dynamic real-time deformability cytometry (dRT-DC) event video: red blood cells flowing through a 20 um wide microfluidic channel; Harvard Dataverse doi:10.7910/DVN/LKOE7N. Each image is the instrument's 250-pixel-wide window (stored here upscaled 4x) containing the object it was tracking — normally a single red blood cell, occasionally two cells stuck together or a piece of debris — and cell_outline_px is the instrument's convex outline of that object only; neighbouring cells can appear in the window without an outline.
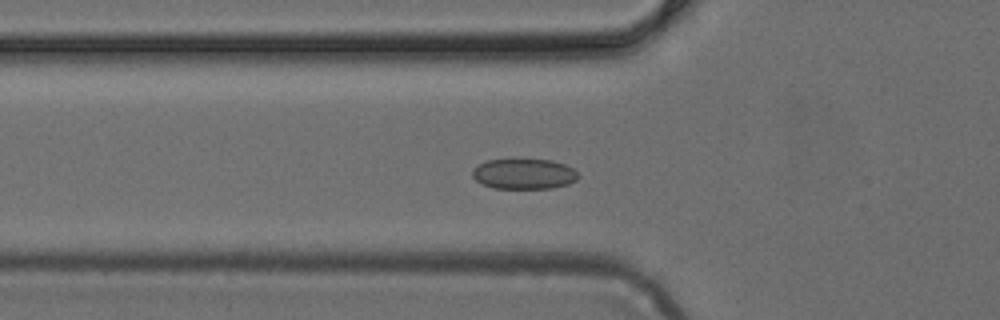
{"species": "common noctule bat (a hibernating species)", "species_latin": "Nyctalus noctula", "temperature_condition": "cold", "stored_images_in_passage": 38, "camera_frame_rate_fps": 3000, "um_per_image_px": 0.085, "animal": {"sex": "female", "body_mass_g": 24.6, "forearm_length_mm": 56.2}, "frame": {"image": 1, "passage_image": 6, "time_ms": 1.667, "image_size_px": [1000, 320], "cell_outline_px": [[580, 176], [576, 180], [568, 184], [552, 188], [492, 188], [476, 180], [472, 176], [472, 168], [476, 164], [488, 160], [552, 160], [564, 164], [572, 168]], "centroid_in_image_um": [44.52, 14.78], "position_along_channel_um": 81.3, "area_um2": 18.67}}
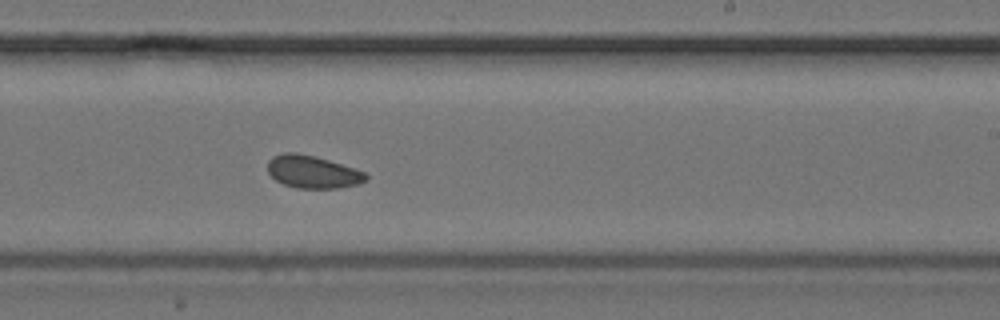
{"frame": {"image": 2, "passage_image": 19, "time_ms": 6.0, "image_size_px": [1000, 320], "cell_outline_px": [[368, 180], [360, 184], [336, 188], [296, 188], [284, 184], [276, 180], [268, 172], [268, 160], [272, 156], [284, 152], [296, 152], [316, 156], [364, 172], [368, 176]], "centroid_in_image_um": [26.56, 14.6], "position_along_channel_um": 262.4, "area_um2": 18.67}}
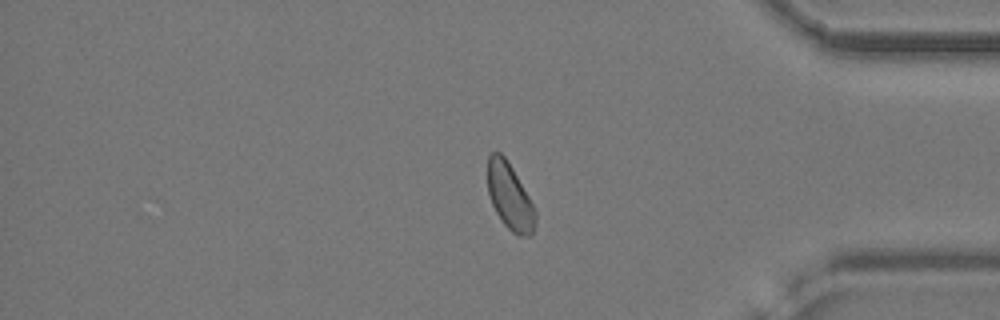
{"frame": {"image": 3, "passage_image": 30, "time_ms": 9.667, "image_size_px": [1000, 320], "cell_outline_px": [[536, 224], [532, 232], [528, 236], [516, 236], [504, 224], [496, 212], [492, 204], [488, 192], [488, 156], [492, 152], [500, 152], [508, 160], [536, 208]], "centroid_in_image_um": [43.35, 16.71], "position_along_channel_um": 391.8, "area_um2": 18.61}}